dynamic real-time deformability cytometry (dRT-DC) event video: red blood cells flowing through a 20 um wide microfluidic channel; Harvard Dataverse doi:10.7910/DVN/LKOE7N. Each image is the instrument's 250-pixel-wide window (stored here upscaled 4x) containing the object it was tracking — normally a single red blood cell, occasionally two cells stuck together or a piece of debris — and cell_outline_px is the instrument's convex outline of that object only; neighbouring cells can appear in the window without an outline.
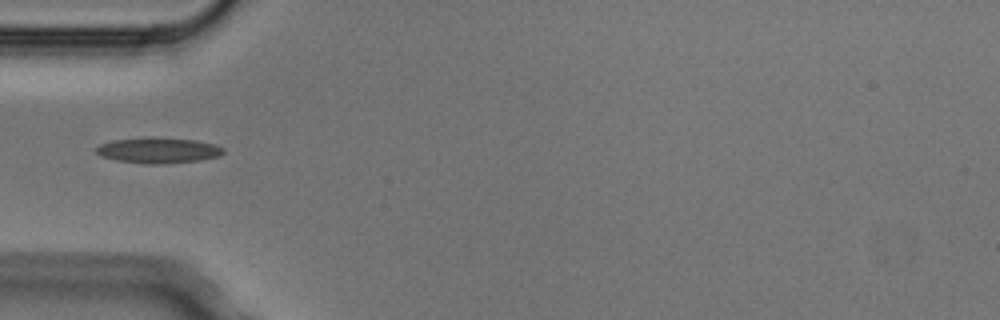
{"species": "Egyptian fruit bat (a non-hibernating species)", "species_latin": "Rousettus aegyptiacus", "temperature_condition": "cold", "stored_images_in_passage": 7, "camera_frame_rate_fps": 3000, "um_per_image_px": 0.085, "animal": {"sex": "male"}, "frame": {"image": 1, "passage_image": 4, "time_ms": 1.0, "image_size_px": [1000, 320], "cell_outline_px": [[224, 152], [220, 156], [200, 160], [160, 164], [144, 164], [116, 160], [100, 156], [92, 148], [100, 144], [112, 140], [144, 136], [152, 136], [196, 140], [216, 144], [224, 148]], "centroid_in_image_um": [13.42, 12.76], "position_along_channel_um": 71.6, "area_um2": 19.54}}
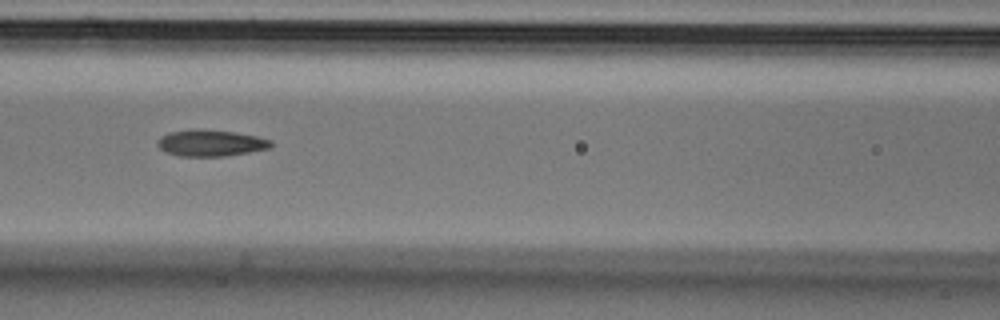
{"frame": {"image": 2, "passage_image": 6, "time_ms": 1.667, "image_size_px": [1000, 320], "cell_outline_px": [[272, 148], [228, 156], [180, 156], [168, 152], [160, 148], [156, 144], [156, 140], [160, 136], [168, 132], [192, 128], [200, 128], [236, 132], [256, 136], [272, 140]], "centroid_in_image_um": [17.91, 12.14], "position_along_channel_um": 148.7, "area_um2": 17.86}}
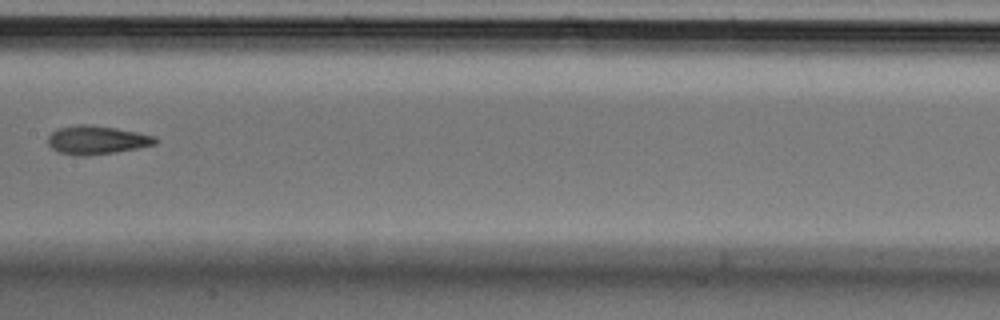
{"frame": {"image": 3, "passage_image": 7, "time_ms": 2.0, "image_size_px": [1000, 320], "cell_outline_px": [[160, 140], [156, 144], [116, 152], [60, 152], [52, 148], [48, 144], [48, 136], [56, 128], [76, 124], [92, 124], [116, 128], [156, 136]], "centroid_in_image_um": [8.27, 11.82], "position_along_channel_um": 199.1, "area_um2": 17.11}}